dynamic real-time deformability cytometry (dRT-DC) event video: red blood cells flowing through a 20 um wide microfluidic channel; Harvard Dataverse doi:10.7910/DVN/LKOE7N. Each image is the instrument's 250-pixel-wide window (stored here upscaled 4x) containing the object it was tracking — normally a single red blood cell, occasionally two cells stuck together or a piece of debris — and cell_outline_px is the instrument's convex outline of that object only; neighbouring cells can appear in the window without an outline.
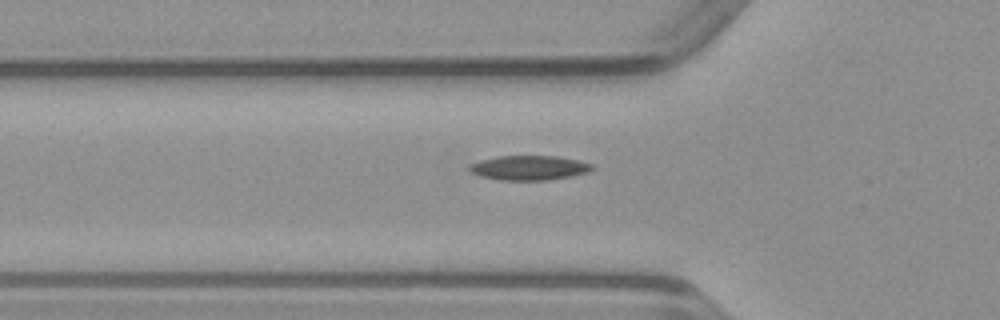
{"species": "common noctule bat (a hibernating species)", "species_latin": "Nyctalus noctula", "temperature_condition": "warm", "stored_images_in_passage": 35, "camera_frame_rate_fps": 3000, "um_per_image_px": 0.085, "animal": {"sex": "male", "body_mass_g": 23.1, "forearm_length_mm": 52.7}, "frame": {"image": 1, "passage_image": 7, "time_ms": 2.0, "image_size_px": [1000, 320], "cell_outline_px": [[596, 168], [588, 172], [572, 176], [548, 180], [500, 180], [480, 176], [472, 172], [468, 168], [468, 164], [480, 160], [496, 156], [556, 156], [580, 160], [592, 164]], "centroid_in_image_um": [44.99, 14.26], "position_along_channel_um": 80.8, "area_um2": 17.74}}
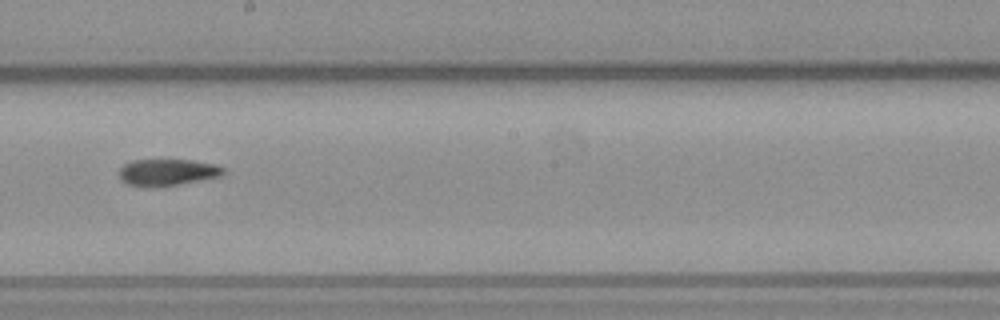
{"frame": {"image": 2, "passage_image": 18, "time_ms": 5.667, "image_size_px": [1000, 320], "cell_outline_px": [[228, 172], [220, 176], [160, 188], [152, 188], [128, 184], [120, 180], [120, 168], [124, 164], [132, 160], [192, 160], [216, 164], [224, 168]], "centroid_in_image_um": [14.24, 14.66], "position_along_channel_um": 234.0, "area_um2": 16.47}}
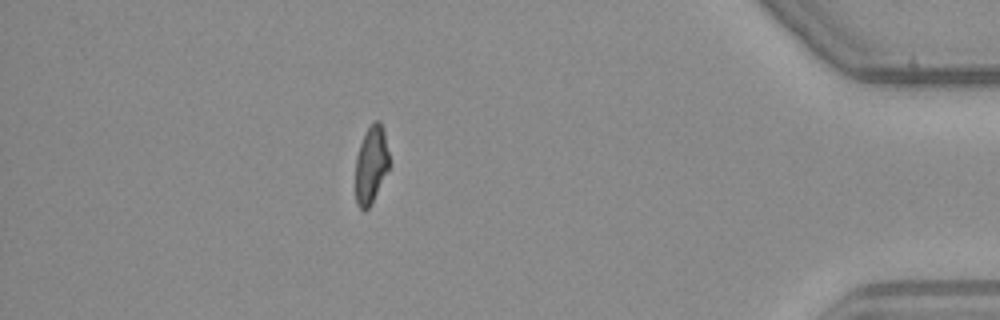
{"frame": {"image": 3, "passage_image": 34, "time_ms": 11.0, "image_size_px": [1000, 320], "cell_outline_px": [[388, 168], [372, 204], [364, 212], [356, 204], [356, 156], [360, 144], [368, 128], [376, 120], [380, 120], [384, 132], [388, 152]], "centroid_in_image_um": [31.53, 14.04], "position_along_channel_um": 403.7, "area_um2": 14.97}}